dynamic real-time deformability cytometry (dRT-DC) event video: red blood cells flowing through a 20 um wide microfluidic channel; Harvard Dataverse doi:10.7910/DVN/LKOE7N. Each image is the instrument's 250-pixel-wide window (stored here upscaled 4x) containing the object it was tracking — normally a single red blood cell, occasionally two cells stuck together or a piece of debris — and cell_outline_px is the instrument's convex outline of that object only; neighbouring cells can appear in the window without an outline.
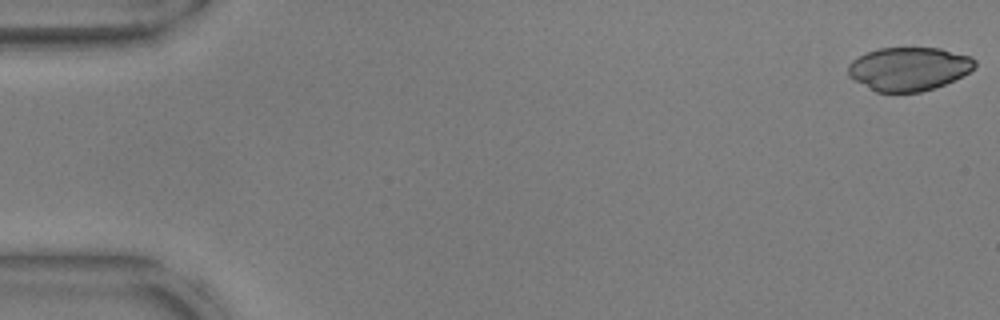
{"species": "common noctule bat (a hibernating species)", "species_latin": "Nyctalus noctula", "temperature_condition": "warm", "stored_images_in_passage": 53, "camera_frame_rate_fps": 3000, "um_per_image_px": 0.085, "animal": {"sex": "male", "body_mass_g": 17.9, "forearm_length_mm": 54.2}, "frame": {"image": 1, "passage_image": 1, "time_ms": 0.0, "image_size_px": [1000, 320], "cell_outline_px": [[976, 68], [944, 84], [920, 92], [876, 92], [852, 80], [848, 76], [848, 64], [852, 60], [868, 52], [880, 48], [940, 48], [972, 56], [976, 60]], "centroid_in_image_um": [77.24, 5.85], "position_along_channel_um": 7.8, "area_um2": 32.14}}
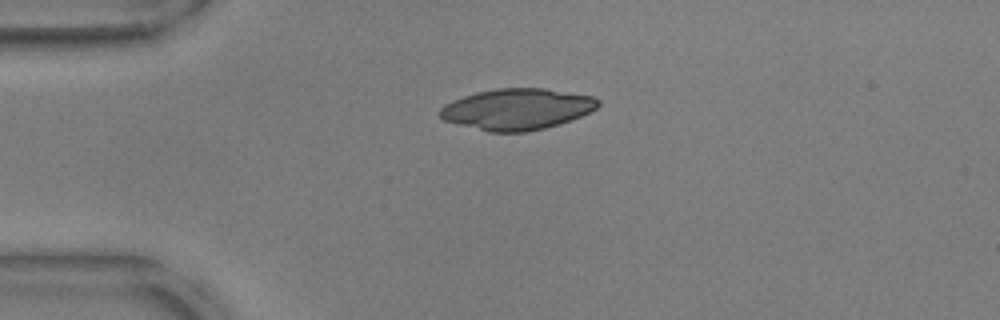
{"frame": {"image": 2, "passage_image": 13, "time_ms": 4.0, "image_size_px": [1000, 320], "cell_outline_px": [[600, 104], [596, 108], [580, 116], [560, 124], [544, 128], [524, 132], [488, 132], [444, 120], [440, 116], [440, 108], [444, 104], [452, 100], [476, 92], [496, 88], [544, 88], [592, 96], [600, 100]], "centroid_in_image_um": [43.94, 9.27], "position_along_channel_um": 41.1, "area_um2": 37.8}}
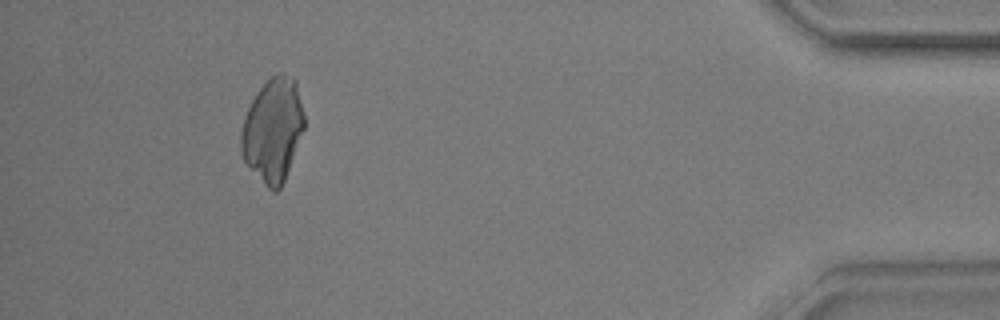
{"frame": {"image": 3, "passage_image": 49, "time_ms": 16.0, "image_size_px": [1000, 320], "cell_outline_px": [[304, 128], [284, 180], [280, 188], [276, 192], [272, 192], [264, 184], [244, 160], [240, 148], [240, 136], [244, 116], [252, 100], [260, 88], [276, 72], [284, 72], [296, 80], [304, 116]], "centroid_in_image_um": [23.19, 11.03], "position_along_channel_um": 412.0, "area_um2": 37.8}}